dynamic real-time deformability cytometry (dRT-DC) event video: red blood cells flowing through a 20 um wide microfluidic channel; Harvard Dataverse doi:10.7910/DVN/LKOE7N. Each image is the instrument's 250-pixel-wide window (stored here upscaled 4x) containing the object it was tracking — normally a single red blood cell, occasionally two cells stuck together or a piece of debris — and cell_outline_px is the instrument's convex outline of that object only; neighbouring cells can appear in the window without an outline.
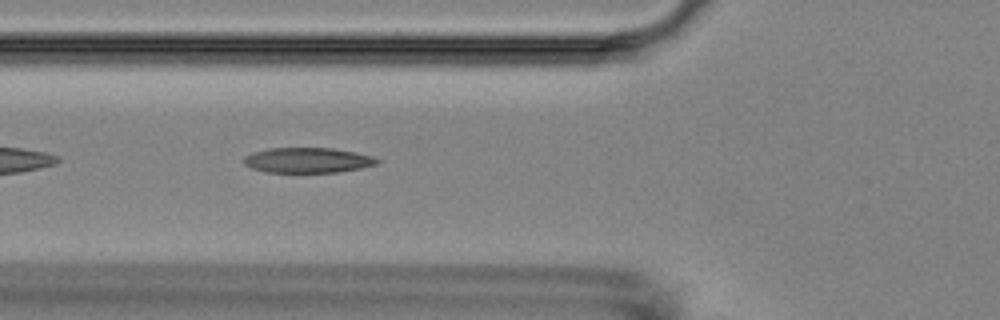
{"species": "Egyptian fruit bat (a non-hibernating species)", "species_latin": "Rousettus aegyptiacus", "temperature_condition": "room temperature", "stored_images_in_passage": 6, "camera_frame_rate_fps": 3000, "um_per_image_px": 0.085, "animal": {"sex": "female"}, "frame": {"image": 1, "passage_image": 6, "time_ms": 5.667, "image_size_px": [1000, 320], "cell_outline_px": [[380, 160], [376, 164], [360, 168], [336, 172], [268, 172], [252, 168], [244, 164], [244, 156], [252, 152], [268, 148], [332, 148], [372, 156]], "centroid_in_image_um": [26.11, 13.61], "position_along_channel_um": 99.7, "area_um2": 19.36}}